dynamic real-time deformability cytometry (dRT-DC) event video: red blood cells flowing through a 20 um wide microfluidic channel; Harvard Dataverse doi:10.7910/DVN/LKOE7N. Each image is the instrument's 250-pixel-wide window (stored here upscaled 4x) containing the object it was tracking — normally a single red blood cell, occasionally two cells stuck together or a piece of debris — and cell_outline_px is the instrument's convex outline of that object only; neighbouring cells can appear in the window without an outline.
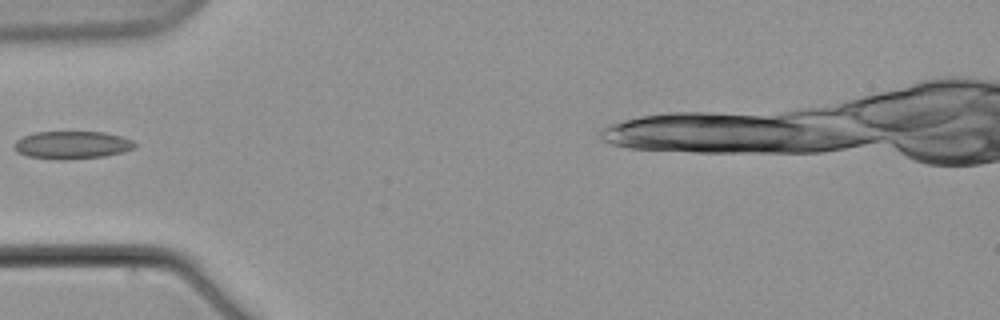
{"species": "common noctule bat (a hibernating species)", "species_latin": "Nyctalus noctula", "temperature_condition": "warm", "stored_images_in_passage": 6, "camera_frame_rate_fps": 3000, "um_per_image_px": 0.085, "animal": {"sex": "male", "body_mass_g": 21.5, "forearm_length_mm": 52.0}, "frame": {"image": 1, "passage_image": 1, "time_ms": 0.0, "image_size_px": [1000, 320], "cell_outline_px": [[136, 148], [124, 152], [104, 156], [64, 160], [56, 160], [28, 156], [16, 152], [16, 140], [24, 136], [36, 132], [104, 132], [120, 136], [132, 140], [136, 144]], "centroid_in_image_um": [6.16, 12.33], "position_along_channel_um": 78.8, "area_um2": 19.48}}
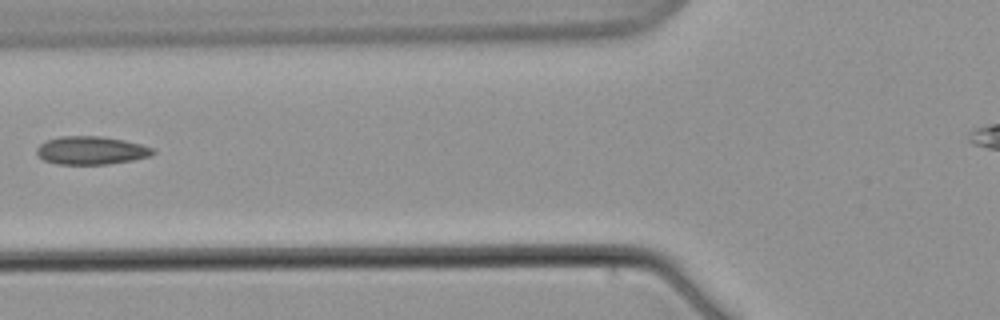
{"frame": {"image": 2, "passage_image": 2, "time_ms": 1.333, "image_size_px": [1000, 320], "cell_outline_px": [[156, 152], [148, 156], [132, 160], [108, 164], [56, 164], [44, 160], [36, 152], [36, 148], [40, 144], [48, 140], [60, 136], [100, 136], [124, 140], [140, 144], [152, 148]], "centroid_in_image_um": [7.73, 12.78], "position_along_channel_um": 118.1, "area_um2": 18.9}}
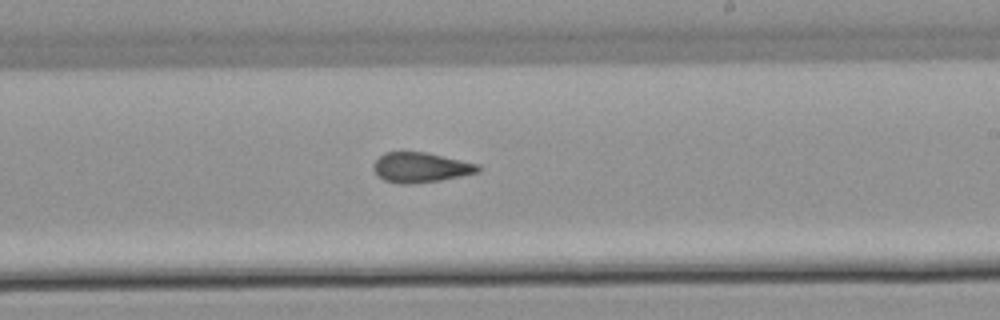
{"frame": {"image": 3, "passage_image": 6, "time_ms": 6.0, "image_size_px": [1000, 320], "cell_outline_px": [[480, 172], [440, 180], [404, 184], [400, 184], [384, 180], [372, 168], [376, 160], [384, 152], [424, 152], [476, 164], [480, 168]], "centroid_in_image_um": [35.72, 14.23], "position_along_channel_um": 253.3, "area_um2": 17.8}}